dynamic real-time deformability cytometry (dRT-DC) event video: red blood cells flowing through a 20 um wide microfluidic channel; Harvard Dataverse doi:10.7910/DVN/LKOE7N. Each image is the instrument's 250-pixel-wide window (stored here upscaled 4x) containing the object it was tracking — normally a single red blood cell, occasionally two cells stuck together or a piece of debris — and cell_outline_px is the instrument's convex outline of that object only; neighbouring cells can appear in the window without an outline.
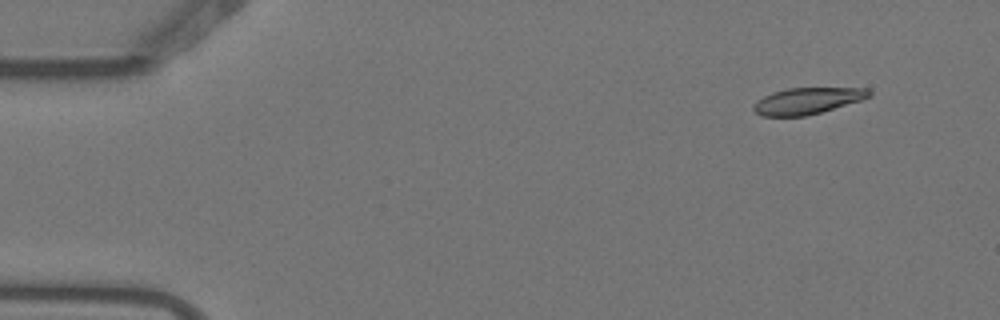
{"species": "Egyptian fruit bat (a non-hibernating species)", "species_latin": "Rousettus aegyptiacus", "temperature_condition": "warm", "stored_images_in_passage": 5, "camera_frame_rate_fps": 3000, "um_per_image_px": 0.085, "animal": {"sex": "female"}, "frame": {"image": 1, "passage_image": 1, "time_ms": 0.0, "image_size_px": [1000, 320], "cell_outline_px": [[872, 96], [860, 100], [820, 112], [804, 116], [760, 116], [752, 108], [752, 104], [756, 100], [772, 92], [788, 88], [868, 88], [872, 92]], "centroid_in_image_um": [68.59, 8.56], "position_along_channel_um": 16.4, "area_um2": 17.74}}
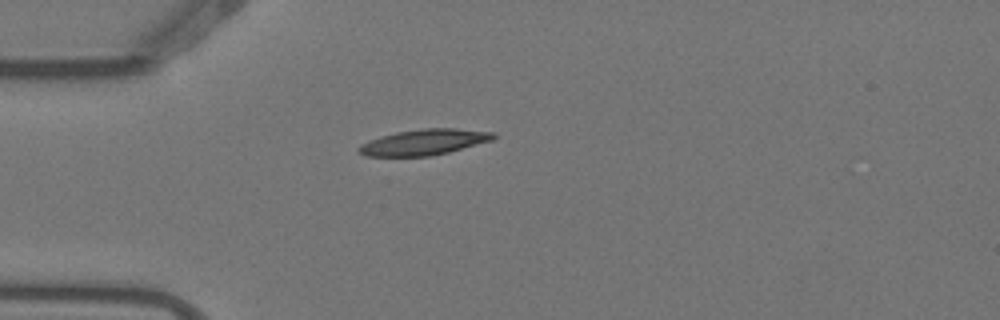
{"frame": {"image": 2, "passage_image": 4, "time_ms": 1.0, "image_size_px": [1000, 320], "cell_outline_px": [[496, 136], [492, 140], [448, 152], [428, 156], [368, 156], [360, 152], [356, 148], [360, 144], [368, 140], [380, 136], [396, 132], [424, 128], [456, 128], [496, 132]], "centroid_in_image_um": [36.04, 12.07], "position_along_channel_um": 49.0, "area_um2": 20.17}}